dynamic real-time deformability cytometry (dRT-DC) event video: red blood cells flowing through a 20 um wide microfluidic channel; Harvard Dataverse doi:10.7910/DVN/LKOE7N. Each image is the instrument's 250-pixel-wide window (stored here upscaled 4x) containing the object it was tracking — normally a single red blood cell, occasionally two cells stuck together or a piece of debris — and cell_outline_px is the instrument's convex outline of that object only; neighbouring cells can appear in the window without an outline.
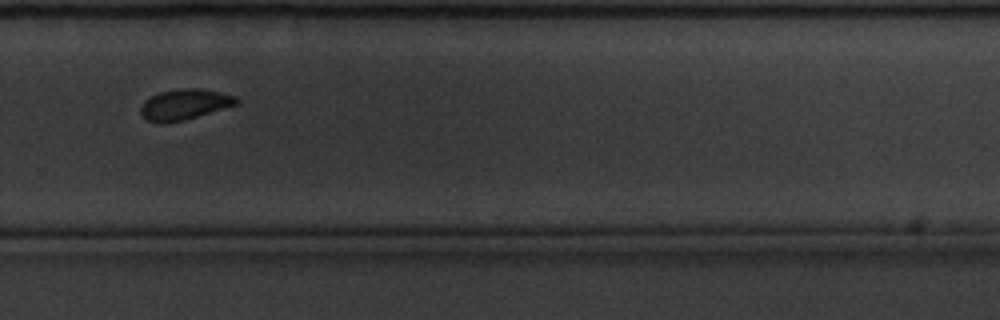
{"species": "common noctule bat (a hibernating species)", "species_latin": "Nyctalus noctula", "temperature_condition": "cold", "stored_images_in_passage": 14, "camera_frame_rate_fps": 3000, "um_per_image_px": 0.085, "animal": {"sex": "male", "body_mass_g": 20.1, "forearm_length_mm": 53.5}, "frame": {"image": 1, "passage_image": 10, "time_ms": 3.0, "image_size_px": [1000, 320], "cell_outline_px": [[240, 104], [184, 120], [164, 124], [160, 124], [148, 120], [140, 112], [140, 108], [144, 100], [160, 92], [184, 88], [196, 88], [220, 92], [236, 96], [240, 100]], "centroid_in_image_um": [15.72, 8.89], "position_along_channel_um": 314.1, "area_um2": 17.17}}
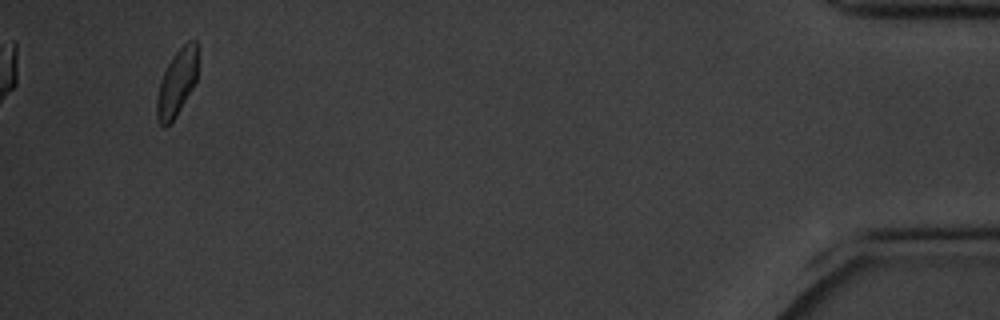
{"frame": {"image": 2, "passage_image": 14, "time_ms": 4.333, "image_size_px": [1000, 320], "cell_outline_px": [[196, 80], [192, 88], [176, 116], [164, 128], [160, 124], [156, 116], [156, 96], [160, 80], [168, 64], [176, 52], [188, 40], [196, 40]], "centroid_in_image_um": [14.99, 7.06], "position_along_channel_um": 420.2, "area_um2": 15.55}}